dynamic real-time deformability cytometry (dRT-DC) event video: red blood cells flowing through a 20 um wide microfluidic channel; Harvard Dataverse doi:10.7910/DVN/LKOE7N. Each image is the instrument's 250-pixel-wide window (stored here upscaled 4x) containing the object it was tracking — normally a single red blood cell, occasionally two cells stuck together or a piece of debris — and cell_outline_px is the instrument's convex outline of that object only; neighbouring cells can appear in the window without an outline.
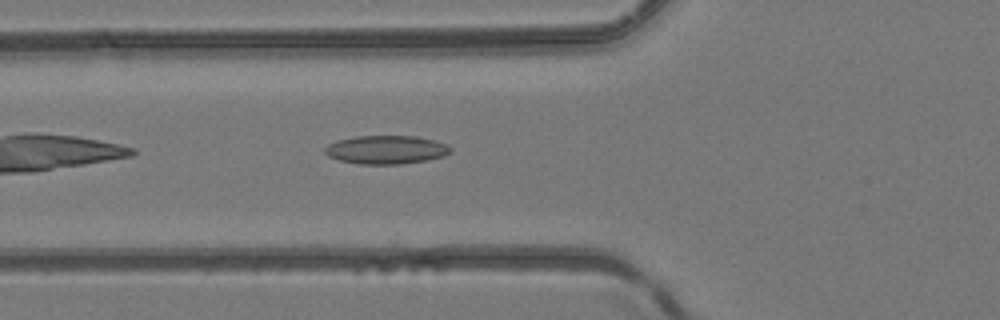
{"species": "common noctule bat (a hibernating species)", "species_latin": "Nyctalus noctula", "temperature_condition": "room temperature", "stored_images_in_passage": 33, "camera_frame_rate_fps": 3000, "um_per_image_px": 0.085, "animal": {"sex": "female", "body_mass_g": 24.6, "forearm_length_mm": 56.2}, "frame": {"image": 1, "passage_image": 4, "time_ms": 1.0, "image_size_px": [1000, 320], "cell_outline_px": [[452, 152], [444, 156], [428, 160], [400, 164], [360, 164], [340, 160], [328, 156], [324, 152], [324, 148], [328, 144], [336, 140], [356, 136], [416, 136], [448, 144], [452, 148]], "centroid_in_image_um": [32.84, 12.72], "position_along_channel_um": 93.0, "area_um2": 20.98}}
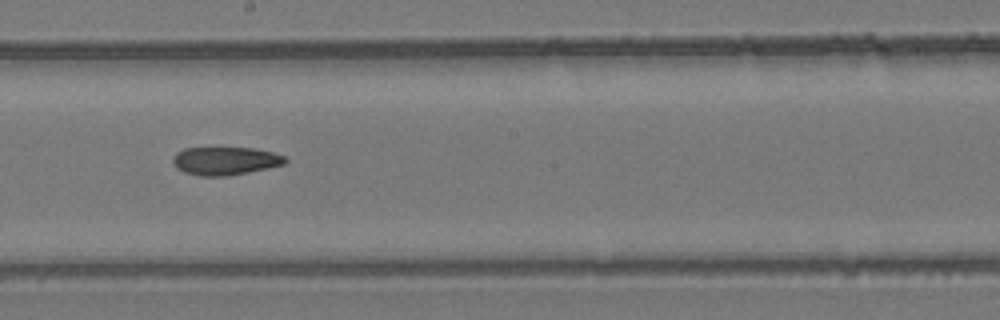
{"frame": {"image": 2, "passage_image": 13, "time_ms": 4.0, "image_size_px": [1000, 320], "cell_outline_px": [[288, 160], [284, 164], [268, 168], [228, 176], [200, 176], [184, 172], [176, 168], [172, 164], [172, 156], [176, 152], [184, 148], [252, 148], [272, 152], [284, 156]], "centroid_in_image_um": [19.1, 13.68], "position_along_channel_um": 229.1, "area_um2": 18.5}}
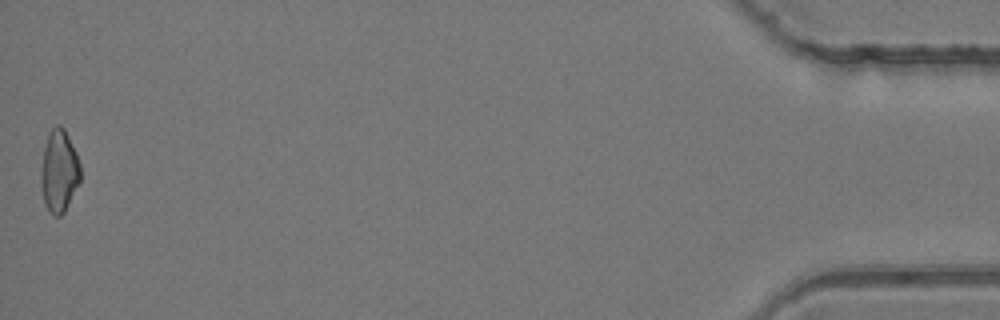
{"frame": {"image": 3, "passage_image": 33, "time_ms": 10.667, "image_size_px": [1000, 320], "cell_outline_px": [[80, 180], [64, 212], [60, 216], [52, 216], [48, 212], [44, 200], [40, 184], [40, 172], [44, 148], [48, 132], [56, 124], [60, 124], [64, 128], [76, 152], [80, 164]], "centroid_in_image_um": [5.0, 14.53], "position_along_channel_um": 430.2, "area_um2": 19.02}}